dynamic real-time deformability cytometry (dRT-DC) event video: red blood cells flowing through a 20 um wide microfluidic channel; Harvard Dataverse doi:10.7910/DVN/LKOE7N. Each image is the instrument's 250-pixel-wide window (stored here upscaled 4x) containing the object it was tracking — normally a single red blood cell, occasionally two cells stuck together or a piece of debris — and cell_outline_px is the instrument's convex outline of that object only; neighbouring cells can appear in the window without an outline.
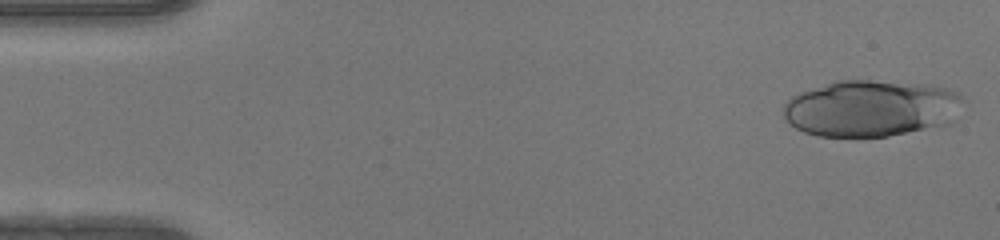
{"species": "human", "species_latin": "Homo sapiens", "temperature_condition": "warm", "stored_images_in_passage": 44, "camera_frame_rate_fps": 3000, "um_per_image_px": 0.085, "donor": {"sex": "female"}, "frame": {"image": 1, "passage_image": 1, "time_ms": 0.0, "image_size_px": [1000, 240], "cell_outline_px": [[968, 100], [956, 120], [952, 124], [888, 136], [816, 136], [804, 132], [788, 124], [784, 116], [784, 104], [792, 96], [800, 92], [836, 80], [868, 80], [928, 84], [948, 88], [960, 92]], "centroid_in_image_um": [74.16, 9.2], "position_along_channel_um": 10.8, "area_um2": 60.4}}